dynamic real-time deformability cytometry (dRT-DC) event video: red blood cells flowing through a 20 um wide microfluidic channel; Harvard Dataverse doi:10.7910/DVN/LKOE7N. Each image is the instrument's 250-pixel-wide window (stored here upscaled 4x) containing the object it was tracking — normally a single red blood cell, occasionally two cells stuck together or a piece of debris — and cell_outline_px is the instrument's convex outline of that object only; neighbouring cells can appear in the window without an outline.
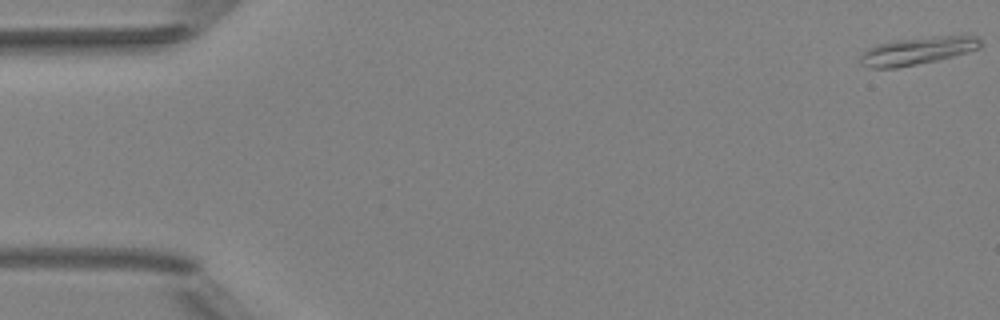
{"species": "Egyptian fruit bat (a non-hibernating species)", "species_latin": "Rousettus aegyptiacus", "temperature_condition": "room temperature", "stored_images_in_passage": 5, "camera_frame_rate_fps": 3000, "um_per_image_px": 0.085, "animal": {"sex": "female"}, "frame": {"image": 1, "passage_image": 1, "time_ms": 0.0, "image_size_px": [1000, 320], "cell_outline_px": [[980, 48], [968, 52], [936, 60], [896, 68], [872, 68], [860, 64], [860, 56], [868, 48], [876, 44], [896, 40], [964, 32], [976, 36], [980, 40]], "centroid_in_image_um": [78.05, 4.27], "position_along_channel_um": 6.9, "area_um2": 19.83}}